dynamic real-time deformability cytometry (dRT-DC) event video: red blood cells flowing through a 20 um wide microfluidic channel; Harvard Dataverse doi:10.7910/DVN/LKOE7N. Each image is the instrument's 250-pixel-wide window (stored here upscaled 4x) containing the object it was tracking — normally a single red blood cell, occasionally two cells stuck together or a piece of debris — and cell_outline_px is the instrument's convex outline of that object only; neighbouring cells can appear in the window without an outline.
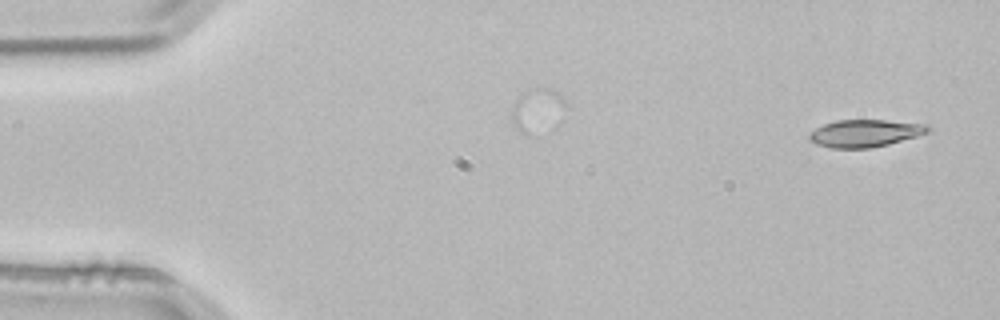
{"species": "common noctule bat (a hibernating species)", "species_latin": "Nyctalus noctula", "temperature_condition": "room temperature", "stored_images_in_passage": 3, "camera_frame_rate_fps": 3000, "um_per_image_px": 0.085, "animal": {"sex": "male", "body_mass_g": 21.5, "forearm_length_mm": 52.0}, "frame": {"image": 1, "passage_image": 3, "time_ms": 0.667, "image_size_px": [1000, 320], "cell_outline_px": [[932, 128], [928, 132], [916, 136], [888, 144], [872, 148], [832, 148], [816, 144], [808, 140], [808, 136], [816, 128], [824, 124], [836, 120], [884, 120], [928, 124]], "centroid_in_image_um": [73.53, 11.32], "position_along_channel_um": 11.5, "area_um2": 18.9}}